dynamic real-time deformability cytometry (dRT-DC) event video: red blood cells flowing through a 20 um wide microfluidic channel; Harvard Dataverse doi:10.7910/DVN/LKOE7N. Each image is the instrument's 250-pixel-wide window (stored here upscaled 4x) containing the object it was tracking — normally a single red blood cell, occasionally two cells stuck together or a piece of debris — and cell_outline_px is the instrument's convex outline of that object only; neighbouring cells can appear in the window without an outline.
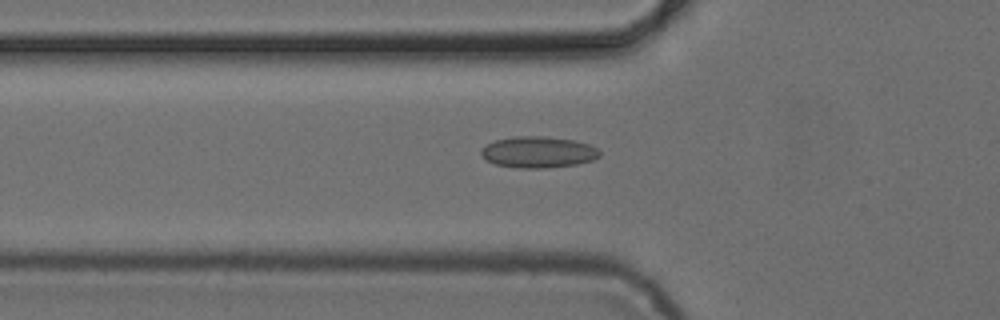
{"species": "common noctule bat (a hibernating species)", "species_latin": "Nyctalus noctula", "temperature_condition": "cold", "stored_images_in_passage": 44, "camera_frame_rate_fps": 3000, "um_per_image_px": 0.085, "animal": {"sex": "female", "body_mass_g": 24.6, "forearm_length_mm": 56.2}, "frame": {"image": 1, "passage_image": 9, "time_ms": 2.667, "image_size_px": [1000, 320], "cell_outline_px": [[600, 156], [592, 160], [576, 164], [544, 168], [520, 168], [496, 164], [488, 160], [480, 152], [488, 144], [496, 140], [512, 136], [544, 136], [576, 140], [588, 144], [596, 148], [600, 152]], "centroid_in_image_um": [45.78, 12.92], "position_along_channel_um": 80.0, "area_um2": 21.39}}
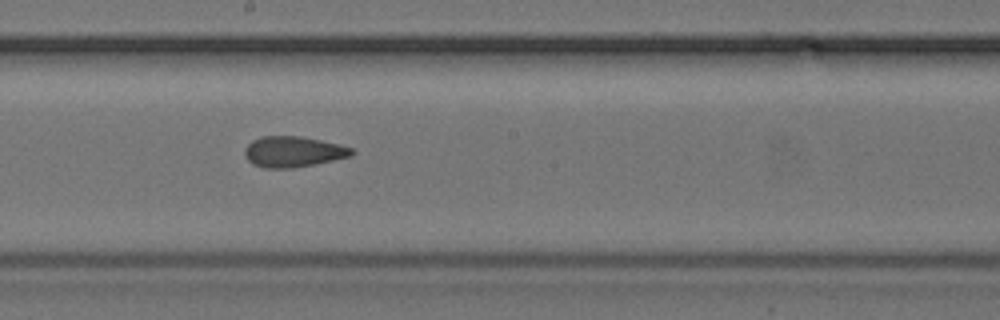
{"frame": {"image": 2, "passage_image": 20, "time_ms": 6.333, "image_size_px": [1000, 320], "cell_outline_px": [[356, 152], [352, 156], [316, 164], [292, 168], [264, 168], [252, 164], [244, 156], [244, 148], [252, 140], [260, 136], [300, 136], [340, 144], [352, 148]], "centroid_in_image_um": [24.92, 12.9], "position_along_channel_um": 223.3, "area_um2": 19.42}}
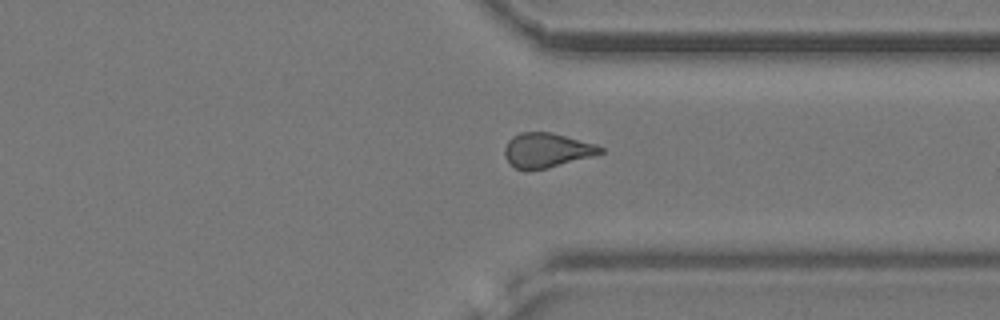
{"frame": {"image": 3, "passage_image": 31, "time_ms": 10.0, "image_size_px": [1000, 320], "cell_outline_px": [[604, 152], [592, 156], [548, 168], [516, 168], [504, 156], [504, 148], [508, 140], [512, 136], [520, 132], [552, 132], [596, 144], [604, 148]], "centroid_in_image_um": [46.49, 12.74], "position_along_channel_um": 364.9, "area_um2": 19.02}, "authors_computed_cell_mechanics": {"area_um2": 19.4786, "velocity_mm_per_s": 3.8705, "shape_relaxation_time_tau1_ms": null, "shape_relaxation_time_tau2_ms": 2.0069, "deformation_change_tau1": null, "deformation_change_tau2": 0.0835}}